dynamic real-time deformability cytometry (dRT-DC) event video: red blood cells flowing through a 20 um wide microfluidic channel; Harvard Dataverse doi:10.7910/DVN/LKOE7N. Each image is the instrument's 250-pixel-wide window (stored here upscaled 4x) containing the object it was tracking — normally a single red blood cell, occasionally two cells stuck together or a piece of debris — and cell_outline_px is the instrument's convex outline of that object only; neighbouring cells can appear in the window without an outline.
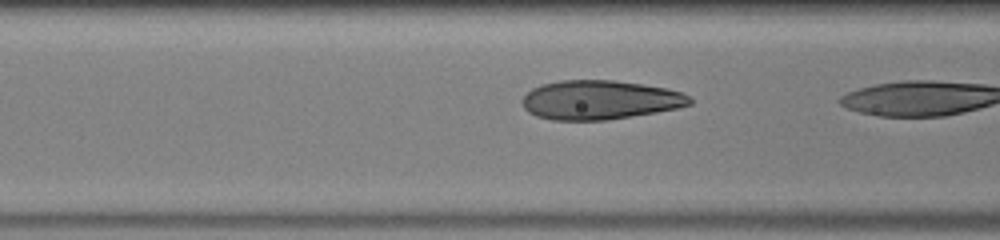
{"species": "human", "species_latin": "Homo sapiens", "temperature_condition": "warm", "stored_images_in_passage": 12, "camera_frame_rate_fps": 3000, "um_per_image_px": 0.085, "donor": {"sex": "male"}, "frame": {"image": 1, "passage_image": 11, "time_ms": 3.333, "image_size_px": [1000, 240], "cell_outline_px": [[692, 104], [676, 108], [656, 112], [608, 120], [552, 120], [536, 116], [528, 112], [524, 108], [520, 100], [532, 88], [540, 84], [560, 80], [612, 80], [668, 88], [680, 92], [688, 96], [692, 100]], "centroid_in_image_um": [50.94, 8.49], "position_along_channel_um": 115.7, "area_um2": 38.26}}